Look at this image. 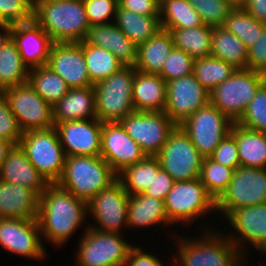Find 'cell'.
<instances>
[{
	"label": "cell",
	"mask_w": 266,
	"mask_h": 266,
	"mask_svg": "<svg viewBox=\"0 0 266 266\" xmlns=\"http://www.w3.org/2000/svg\"><path fill=\"white\" fill-rule=\"evenodd\" d=\"M115 25L136 45L146 42L160 29L159 16H144L121 8L115 14Z\"/></svg>",
	"instance_id": "31"
},
{
	"label": "cell",
	"mask_w": 266,
	"mask_h": 266,
	"mask_svg": "<svg viewBox=\"0 0 266 266\" xmlns=\"http://www.w3.org/2000/svg\"><path fill=\"white\" fill-rule=\"evenodd\" d=\"M22 134L8 100L2 95L0 97V137L14 145H19Z\"/></svg>",
	"instance_id": "46"
},
{
	"label": "cell",
	"mask_w": 266,
	"mask_h": 266,
	"mask_svg": "<svg viewBox=\"0 0 266 266\" xmlns=\"http://www.w3.org/2000/svg\"><path fill=\"white\" fill-rule=\"evenodd\" d=\"M54 126L65 121L96 118L95 91L93 86L70 88L54 106Z\"/></svg>",
	"instance_id": "26"
},
{
	"label": "cell",
	"mask_w": 266,
	"mask_h": 266,
	"mask_svg": "<svg viewBox=\"0 0 266 266\" xmlns=\"http://www.w3.org/2000/svg\"><path fill=\"white\" fill-rule=\"evenodd\" d=\"M19 146L49 184L60 180L66 155L54 127L24 132Z\"/></svg>",
	"instance_id": "6"
},
{
	"label": "cell",
	"mask_w": 266,
	"mask_h": 266,
	"mask_svg": "<svg viewBox=\"0 0 266 266\" xmlns=\"http://www.w3.org/2000/svg\"><path fill=\"white\" fill-rule=\"evenodd\" d=\"M266 203V169L239 166L230 184L216 201V209L227 217L233 210Z\"/></svg>",
	"instance_id": "9"
},
{
	"label": "cell",
	"mask_w": 266,
	"mask_h": 266,
	"mask_svg": "<svg viewBox=\"0 0 266 266\" xmlns=\"http://www.w3.org/2000/svg\"><path fill=\"white\" fill-rule=\"evenodd\" d=\"M210 158L225 167L237 169L240 166V160L235 138L229 133L216 147Z\"/></svg>",
	"instance_id": "48"
},
{
	"label": "cell",
	"mask_w": 266,
	"mask_h": 266,
	"mask_svg": "<svg viewBox=\"0 0 266 266\" xmlns=\"http://www.w3.org/2000/svg\"><path fill=\"white\" fill-rule=\"evenodd\" d=\"M265 81L266 75L261 72L236 69L226 81L209 92V103L236 122Z\"/></svg>",
	"instance_id": "5"
},
{
	"label": "cell",
	"mask_w": 266,
	"mask_h": 266,
	"mask_svg": "<svg viewBox=\"0 0 266 266\" xmlns=\"http://www.w3.org/2000/svg\"><path fill=\"white\" fill-rule=\"evenodd\" d=\"M34 0H0V22L16 25L33 20Z\"/></svg>",
	"instance_id": "45"
},
{
	"label": "cell",
	"mask_w": 266,
	"mask_h": 266,
	"mask_svg": "<svg viewBox=\"0 0 266 266\" xmlns=\"http://www.w3.org/2000/svg\"><path fill=\"white\" fill-rule=\"evenodd\" d=\"M230 134L238 146L240 165L266 169V134L233 123Z\"/></svg>",
	"instance_id": "29"
},
{
	"label": "cell",
	"mask_w": 266,
	"mask_h": 266,
	"mask_svg": "<svg viewBox=\"0 0 266 266\" xmlns=\"http://www.w3.org/2000/svg\"><path fill=\"white\" fill-rule=\"evenodd\" d=\"M132 247L120 234L87 227L79 244L76 266H125Z\"/></svg>",
	"instance_id": "11"
},
{
	"label": "cell",
	"mask_w": 266,
	"mask_h": 266,
	"mask_svg": "<svg viewBox=\"0 0 266 266\" xmlns=\"http://www.w3.org/2000/svg\"><path fill=\"white\" fill-rule=\"evenodd\" d=\"M226 218L240 234L228 237L237 249L241 248L242 241H248L257 250L266 252V203L238 208Z\"/></svg>",
	"instance_id": "22"
},
{
	"label": "cell",
	"mask_w": 266,
	"mask_h": 266,
	"mask_svg": "<svg viewBox=\"0 0 266 266\" xmlns=\"http://www.w3.org/2000/svg\"><path fill=\"white\" fill-rule=\"evenodd\" d=\"M84 41L87 44L102 47L113 53L124 66H135L137 60V46L115 25V23L90 26Z\"/></svg>",
	"instance_id": "24"
},
{
	"label": "cell",
	"mask_w": 266,
	"mask_h": 266,
	"mask_svg": "<svg viewBox=\"0 0 266 266\" xmlns=\"http://www.w3.org/2000/svg\"><path fill=\"white\" fill-rule=\"evenodd\" d=\"M204 24L222 26L228 13L234 8L227 0H188Z\"/></svg>",
	"instance_id": "43"
},
{
	"label": "cell",
	"mask_w": 266,
	"mask_h": 266,
	"mask_svg": "<svg viewBox=\"0 0 266 266\" xmlns=\"http://www.w3.org/2000/svg\"><path fill=\"white\" fill-rule=\"evenodd\" d=\"M193 69L194 59L183 50L173 47L158 75L168 82L192 74Z\"/></svg>",
	"instance_id": "44"
},
{
	"label": "cell",
	"mask_w": 266,
	"mask_h": 266,
	"mask_svg": "<svg viewBox=\"0 0 266 266\" xmlns=\"http://www.w3.org/2000/svg\"><path fill=\"white\" fill-rule=\"evenodd\" d=\"M174 179L169 173L160 169L157 174H154L152 185L144 192L148 197L158 198L165 201L168 193L172 189Z\"/></svg>",
	"instance_id": "50"
},
{
	"label": "cell",
	"mask_w": 266,
	"mask_h": 266,
	"mask_svg": "<svg viewBox=\"0 0 266 266\" xmlns=\"http://www.w3.org/2000/svg\"><path fill=\"white\" fill-rule=\"evenodd\" d=\"M33 20L53 42H82L90 28L83 0L34 2Z\"/></svg>",
	"instance_id": "2"
},
{
	"label": "cell",
	"mask_w": 266,
	"mask_h": 266,
	"mask_svg": "<svg viewBox=\"0 0 266 266\" xmlns=\"http://www.w3.org/2000/svg\"><path fill=\"white\" fill-rule=\"evenodd\" d=\"M0 180L27 187L39 196L46 190L49 183L29 161L19 145H14L0 167Z\"/></svg>",
	"instance_id": "23"
},
{
	"label": "cell",
	"mask_w": 266,
	"mask_h": 266,
	"mask_svg": "<svg viewBox=\"0 0 266 266\" xmlns=\"http://www.w3.org/2000/svg\"><path fill=\"white\" fill-rule=\"evenodd\" d=\"M90 26L108 23L110 16L115 17L118 0H83Z\"/></svg>",
	"instance_id": "47"
},
{
	"label": "cell",
	"mask_w": 266,
	"mask_h": 266,
	"mask_svg": "<svg viewBox=\"0 0 266 266\" xmlns=\"http://www.w3.org/2000/svg\"><path fill=\"white\" fill-rule=\"evenodd\" d=\"M46 66L59 75L69 88L94 85L89 78L82 42H53Z\"/></svg>",
	"instance_id": "18"
},
{
	"label": "cell",
	"mask_w": 266,
	"mask_h": 266,
	"mask_svg": "<svg viewBox=\"0 0 266 266\" xmlns=\"http://www.w3.org/2000/svg\"><path fill=\"white\" fill-rule=\"evenodd\" d=\"M265 24L261 23L242 7H234L226 17L222 27L236 35L249 49L262 35Z\"/></svg>",
	"instance_id": "39"
},
{
	"label": "cell",
	"mask_w": 266,
	"mask_h": 266,
	"mask_svg": "<svg viewBox=\"0 0 266 266\" xmlns=\"http://www.w3.org/2000/svg\"><path fill=\"white\" fill-rule=\"evenodd\" d=\"M247 68L266 75V25L257 42L248 49Z\"/></svg>",
	"instance_id": "49"
},
{
	"label": "cell",
	"mask_w": 266,
	"mask_h": 266,
	"mask_svg": "<svg viewBox=\"0 0 266 266\" xmlns=\"http://www.w3.org/2000/svg\"><path fill=\"white\" fill-rule=\"evenodd\" d=\"M120 123L147 156H156L177 126L164 111H134Z\"/></svg>",
	"instance_id": "13"
},
{
	"label": "cell",
	"mask_w": 266,
	"mask_h": 266,
	"mask_svg": "<svg viewBox=\"0 0 266 266\" xmlns=\"http://www.w3.org/2000/svg\"><path fill=\"white\" fill-rule=\"evenodd\" d=\"M233 123L228 116L208 103L179 126L189 136L199 153L207 158L230 133Z\"/></svg>",
	"instance_id": "10"
},
{
	"label": "cell",
	"mask_w": 266,
	"mask_h": 266,
	"mask_svg": "<svg viewBox=\"0 0 266 266\" xmlns=\"http://www.w3.org/2000/svg\"><path fill=\"white\" fill-rule=\"evenodd\" d=\"M3 95V90L0 88V97Z\"/></svg>",
	"instance_id": "59"
},
{
	"label": "cell",
	"mask_w": 266,
	"mask_h": 266,
	"mask_svg": "<svg viewBox=\"0 0 266 266\" xmlns=\"http://www.w3.org/2000/svg\"><path fill=\"white\" fill-rule=\"evenodd\" d=\"M28 82L51 106H54L70 89L66 82L46 65L31 68Z\"/></svg>",
	"instance_id": "37"
},
{
	"label": "cell",
	"mask_w": 266,
	"mask_h": 266,
	"mask_svg": "<svg viewBox=\"0 0 266 266\" xmlns=\"http://www.w3.org/2000/svg\"><path fill=\"white\" fill-rule=\"evenodd\" d=\"M233 173V168L225 167L207 157L203 159L199 178L208 193L217 201L230 184Z\"/></svg>",
	"instance_id": "41"
},
{
	"label": "cell",
	"mask_w": 266,
	"mask_h": 266,
	"mask_svg": "<svg viewBox=\"0 0 266 266\" xmlns=\"http://www.w3.org/2000/svg\"><path fill=\"white\" fill-rule=\"evenodd\" d=\"M161 29H187L204 25L188 0H164L160 4Z\"/></svg>",
	"instance_id": "35"
},
{
	"label": "cell",
	"mask_w": 266,
	"mask_h": 266,
	"mask_svg": "<svg viewBox=\"0 0 266 266\" xmlns=\"http://www.w3.org/2000/svg\"><path fill=\"white\" fill-rule=\"evenodd\" d=\"M235 123L266 134V81L259 87L255 97Z\"/></svg>",
	"instance_id": "42"
},
{
	"label": "cell",
	"mask_w": 266,
	"mask_h": 266,
	"mask_svg": "<svg viewBox=\"0 0 266 266\" xmlns=\"http://www.w3.org/2000/svg\"><path fill=\"white\" fill-rule=\"evenodd\" d=\"M116 180L117 174L101 156H66L57 184L88 203Z\"/></svg>",
	"instance_id": "3"
},
{
	"label": "cell",
	"mask_w": 266,
	"mask_h": 266,
	"mask_svg": "<svg viewBox=\"0 0 266 266\" xmlns=\"http://www.w3.org/2000/svg\"><path fill=\"white\" fill-rule=\"evenodd\" d=\"M38 207L39 195L35 191L0 180V218L34 220Z\"/></svg>",
	"instance_id": "25"
},
{
	"label": "cell",
	"mask_w": 266,
	"mask_h": 266,
	"mask_svg": "<svg viewBox=\"0 0 266 266\" xmlns=\"http://www.w3.org/2000/svg\"><path fill=\"white\" fill-rule=\"evenodd\" d=\"M40 235L37 219L0 218V245L12 253L42 259L46 251Z\"/></svg>",
	"instance_id": "20"
},
{
	"label": "cell",
	"mask_w": 266,
	"mask_h": 266,
	"mask_svg": "<svg viewBox=\"0 0 266 266\" xmlns=\"http://www.w3.org/2000/svg\"><path fill=\"white\" fill-rule=\"evenodd\" d=\"M118 5L140 15L160 16V4L155 0H118Z\"/></svg>",
	"instance_id": "51"
},
{
	"label": "cell",
	"mask_w": 266,
	"mask_h": 266,
	"mask_svg": "<svg viewBox=\"0 0 266 266\" xmlns=\"http://www.w3.org/2000/svg\"><path fill=\"white\" fill-rule=\"evenodd\" d=\"M233 7H243L247 0H227Z\"/></svg>",
	"instance_id": "56"
},
{
	"label": "cell",
	"mask_w": 266,
	"mask_h": 266,
	"mask_svg": "<svg viewBox=\"0 0 266 266\" xmlns=\"http://www.w3.org/2000/svg\"><path fill=\"white\" fill-rule=\"evenodd\" d=\"M88 203L57 183L49 184L39 196L37 221L40 233L56 245L64 244L84 221Z\"/></svg>",
	"instance_id": "1"
},
{
	"label": "cell",
	"mask_w": 266,
	"mask_h": 266,
	"mask_svg": "<svg viewBox=\"0 0 266 266\" xmlns=\"http://www.w3.org/2000/svg\"><path fill=\"white\" fill-rule=\"evenodd\" d=\"M174 47H177L194 60L211 55L213 27L206 24L194 28L170 29Z\"/></svg>",
	"instance_id": "33"
},
{
	"label": "cell",
	"mask_w": 266,
	"mask_h": 266,
	"mask_svg": "<svg viewBox=\"0 0 266 266\" xmlns=\"http://www.w3.org/2000/svg\"><path fill=\"white\" fill-rule=\"evenodd\" d=\"M132 102L135 111L163 112L166 106V81L158 74L136 70Z\"/></svg>",
	"instance_id": "27"
},
{
	"label": "cell",
	"mask_w": 266,
	"mask_h": 266,
	"mask_svg": "<svg viewBox=\"0 0 266 266\" xmlns=\"http://www.w3.org/2000/svg\"><path fill=\"white\" fill-rule=\"evenodd\" d=\"M136 69L124 66L108 78L93 85L96 118L101 122H120L135 111L132 102V85Z\"/></svg>",
	"instance_id": "4"
},
{
	"label": "cell",
	"mask_w": 266,
	"mask_h": 266,
	"mask_svg": "<svg viewBox=\"0 0 266 266\" xmlns=\"http://www.w3.org/2000/svg\"><path fill=\"white\" fill-rule=\"evenodd\" d=\"M12 40L28 68L47 64L53 41L34 20L12 25Z\"/></svg>",
	"instance_id": "21"
},
{
	"label": "cell",
	"mask_w": 266,
	"mask_h": 266,
	"mask_svg": "<svg viewBox=\"0 0 266 266\" xmlns=\"http://www.w3.org/2000/svg\"><path fill=\"white\" fill-rule=\"evenodd\" d=\"M125 266H163L157 257L147 254L140 247L130 249Z\"/></svg>",
	"instance_id": "52"
},
{
	"label": "cell",
	"mask_w": 266,
	"mask_h": 266,
	"mask_svg": "<svg viewBox=\"0 0 266 266\" xmlns=\"http://www.w3.org/2000/svg\"><path fill=\"white\" fill-rule=\"evenodd\" d=\"M242 8L266 25V0H247Z\"/></svg>",
	"instance_id": "53"
},
{
	"label": "cell",
	"mask_w": 266,
	"mask_h": 266,
	"mask_svg": "<svg viewBox=\"0 0 266 266\" xmlns=\"http://www.w3.org/2000/svg\"><path fill=\"white\" fill-rule=\"evenodd\" d=\"M157 3L161 4L164 0H155Z\"/></svg>",
	"instance_id": "58"
},
{
	"label": "cell",
	"mask_w": 266,
	"mask_h": 266,
	"mask_svg": "<svg viewBox=\"0 0 266 266\" xmlns=\"http://www.w3.org/2000/svg\"><path fill=\"white\" fill-rule=\"evenodd\" d=\"M128 225L137 227H149L159 223H170L165 211L163 200L148 197L144 193L129 196L128 199Z\"/></svg>",
	"instance_id": "30"
},
{
	"label": "cell",
	"mask_w": 266,
	"mask_h": 266,
	"mask_svg": "<svg viewBox=\"0 0 266 266\" xmlns=\"http://www.w3.org/2000/svg\"><path fill=\"white\" fill-rule=\"evenodd\" d=\"M29 71L11 38L0 49V88L4 91L28 82Z\"/></svg>",
	"instance_id": "36"
},
{
	"label": "cell",
	"mask_w": 266,
	"mask_h": 266,
	"mask_svg": "<svg viewBox=\"0 0 266 266\" xmlns=\"http://www.w3.org/2000/svg\"><path fill=\"white\" fill-rule=\"evenodd\" d=\"M235 70L229 63L211 56L194 60L193 73L196 80L208 92L226 81Z\"/></svg>",
	"instance_id": "40"
},
{
	"label": "cell",
	"mask_w": 266,
	"mask_h": 266,
	"mask_svg": "<svg viewBox=\"0 0 266 266\" xmlns=\"http://www.w3.org/2000/svg\"><path fill=\"white\" fill-rule=\"evenodd\" d=\"M174 47L171 33L160 29L153 37L137 46L135 69L149 74H159Z\"/></svg>",
	"instance_id": "28"
},
{
	"label": "cell",
	"mask_w": 266,
	"mask_h": 266,
	"mask_svg": "<svg viewBox=\"0 0 266 266\" xmlns=\"http://www.w3.org/2000/svg\"><path fill=\"white\" fill-rule=\"evenodd\" d=\"M0 29L4 31L3 34H1L0 32V49H1L12 38V25L0 22Z\"/></svg>",
	"instance_id": "54"
},
{
	"label": "cell",
	"mask_w": 266,
	"mask_h": 266,
	"mask_svg": "<svg viewBox=\"0 0 266 266\" xmlns=\"http://www.w3.org/2000/svg\"><path fill=\"white\" fill-rule=\"evenodd\" d=\"M209 232L204 233L202 240L179 239V261H181L179 266H238L240 264L242 251L236 248L228 236L226 238L219 236L218 232L216 235L215 232ZM174 266L178 265L174 264Z\"/></svg>",
	"instance_id": "7"
},
{
	"label": "cell",
	"mask_w": 266,
	"mask_h": 266,
	"mask_svg": "<svg viewBox=\"0 0 266 266\" xmlns=\"http://www.w3.org/2000/svg\"><path fill=\"white\" fill-rule=\"evenodd\" d=\"M14 144L0 137V167Z\"/></svg>",
	"instance_id": "55"
},
{
	"label": "cell",
	"mask_w": 266,
	"mask_h": 266,
	"mask_svg": "<svg viewBox=\"0 0 266 266\" xmlns=\"http://www.w3.org/2000/svg\"><path fill=\"white\" fill-rule=\"evenodd\" d=\"M54 128L66 156H100L102 123L97 118L65 121Z\"/></svg>",
	"instance_id": "19"
},
{
	"label": "cell",
	"mask_w": 266,
	"mask_h": 266,
	"mask_svg": "<svg viewBox=\"0 0 266 266\" xmlns=\"http://www.w3.org/2000/svg\"><path fill=\"white\" fill-rule=\"evenodd\" d=\"M82 48L90 81L93 84L108 78L124 65L108 50L82 41Z\"/></svg>",
	"instance_id": "38"
},
{
	"label": "cell",
	"mask_w": 266,
	"mask_h": 266,
	"mask_svg": "<svg viewBox=\"0 0 266 266\" xmlns=\"http://www.w3.org/2000/svg\"><path fill=\"white\" fill-rule=\"evenodd\" d=\"M160 169L156 156H146L138 163L126 167L117 175V179L123 184L129 196L142 194L152 185L154 174Z\"/></svg>",
	"instance_id": "34"
},
{
	"label": "cell",
	"mask_w": 266,
	"mask_h": 266,
	"mask_svg": "<svg viewBox=\"0 0 266 266\" xmlns=\"http://www.w3.org/2000/svg\"><path fill=\"white\" fill-rule=\"evenodd\" d=\"M168 220L190 222L213 208L216 201L208 193L200 178L191 181H175L165 201Z\"/></svg>",
	"instance_id": "12"
},
{
	"label": "cell",
	"mask_w": 266,
	"mask_h": 266,
	"mask_svg": "<svg viewBox=\"0 0 266 266\" xmlns=\"http://www.w3.org/2000/svg\"><path fill=\"white\" fill-rule=\"evenodd\" d=\"M55 1H62V0H34V2H55Z\"/></svg>",
	"instance_id": "57"
},
{
	"label": "cell",
	"mask_w": 266,
	"mask_h": 266,
	"mask_svg": "<svg viewBox=\"0 0 266 266\" xmlns=\"http://www.w3.org/2000/svg\"><path fill=\"white\" fill-rule=\"evenodd\" d=\"M100 156L118 175L126 167L143 160L147 155L127 134L120 122L102 123Z\"/></svg>",
	"instance_id": "17"
},
{
	"label": "cell",
	"mask_w": 266,
	"mask_h": 266,
	"mask_svg": "<svg viewBox=\"0 0 266 266\" xmlns=\"http://www.w3.org/2000/svg\"><path fill=\"white\" fill-rule=\"evenodd\" d=\"M21 131L44 130L54 127L53 109L29 84L7 88L3 91Z\"/></svg>",
	"instance_id": "14"
},
{
	"label": "cell",
	"mask_w": 266,
	"mask_h": 266,
	"mask_svg": "<svg viewBox=\"0 0 266 266\" xmlns=\"http://www.w3.org/2000/svg\"><path fill=\"white\" fill-rule=\"evenodd\" d=\"M208 103L209 92L196 80L194 73L166 82L164 112L177 126Z\"/></svg>",
	"instance_id": "15"
},
{
	"label": "cell",
	"mask_w": 266,
	"mask_h": 266,
	"mask_svg": "<svg viewBox=\"0 0 266 266\" xmlns=\"http://www.w3.org/2000/svg\"><path fill=\"white\" fill-rule=\"evenodd\" d=\"M156 157L161 169L174 181H191L200 177L204 157L180 126L169 134Z\"/></svg>",
	"instance_id": "8"
},
{
	"label": "cell",
	"mask_w": 266,
	"mask_h": 266,
	"mask_svg": "<svg viewBox=\"0 0 266 266\" xmlns=\"http://www.w3.org/2000/svg\"><path fill=\"white\" fill-rule=\"evenodd\" d=\"M210 56L229 63L235 69L247 68L246 45L222 26L213 27Z\"/></svg>",
	"instance_id": "32"
},
{
	"label": "cell",
	"mask_w": 266,
	"mask_h": 266,
	"mask_svg": "<svg viewBox=\"0 0 266 266\" xmlns=\"http://www.w3.org/2000/svg\"><path fill=\"white\" fill-rule=\"evenodd\" d=\"M129 194L117 179L108 188L101 190L88 202V211L99 224L90 228L120 234L122 225H128Z\"/></svg>",
	"instance_id": "16"
}]
</instances>
